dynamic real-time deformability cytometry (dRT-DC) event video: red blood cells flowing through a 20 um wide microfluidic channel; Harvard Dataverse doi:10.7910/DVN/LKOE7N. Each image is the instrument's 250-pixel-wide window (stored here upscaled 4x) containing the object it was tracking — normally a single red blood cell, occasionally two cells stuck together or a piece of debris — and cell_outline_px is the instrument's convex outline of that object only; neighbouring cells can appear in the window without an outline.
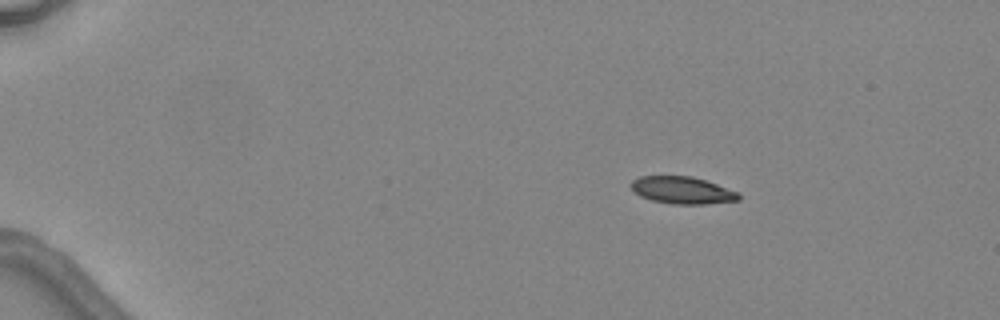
{"species": "common noctule bat (a hibernating species)", "species_latin": "Nyctalus noctula", "temperature_condition": "warm", "stored_images_in_passage": 3, "camera_frame_rate_fps": 3000, "um_per_image_px": 0.085, "animal": {"sex": "female", "body_mass_g": 24.6, "forearm_length_mm": 56.2}, "frame": {"image": 1, "passage_image": 1, "time_ms": 0.0, "image_size_px": [1000, 320], "cell_outline_px": [[740, 200], [704, 204], [672, 204], [652, 200], [640, 196], [628, 184], [632, 180], [640, 176], [692, 176], [740, 192]], "centroid_in_image_um": [57.99, 16.17], "position_along_channel_um": 27.0, "area_um2": 17.05}}